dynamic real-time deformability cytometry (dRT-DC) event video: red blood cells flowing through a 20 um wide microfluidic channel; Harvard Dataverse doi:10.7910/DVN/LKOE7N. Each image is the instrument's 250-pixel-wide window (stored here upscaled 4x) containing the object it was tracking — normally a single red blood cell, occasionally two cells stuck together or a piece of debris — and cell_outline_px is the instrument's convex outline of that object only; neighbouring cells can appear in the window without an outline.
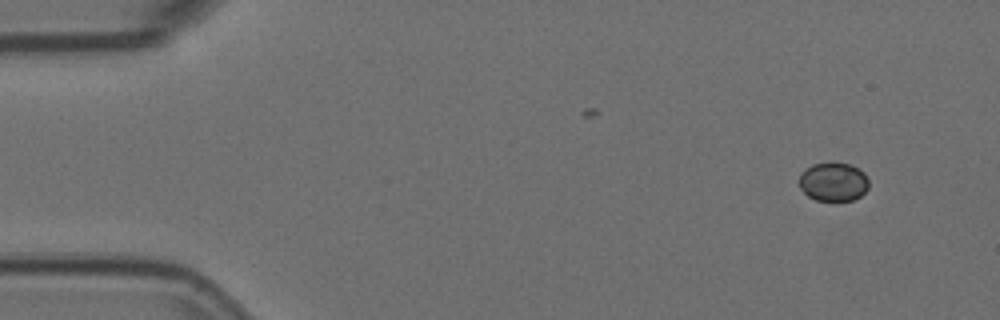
{"species": "Egyptian fruit bat (a non-hibernating species)", "species_latin": "Rousettus aegyptiacus", "temperature_condition": "room temperature", "stored_images_in_passage": 5, "camera_frame_rate_fps": 3000, "um_per_image_px": 0.085, "animal": {"sex": "female"}, "frame": {"image": 1, "passage_image": 1, "time_ms": 0.0, "image_size_px": [1000, 320], "cell_outline_px": [[868, 188], [860, 196], [852, 200], [816, 200], [808, 196], [800, 188], [800, 172], [812, 164], [832, 160], [848, 164], [864, 172], [868, 180]], "centroid_in_image_um": [70.82, 15.42], "position_along_channel_um": 14.2, "area_um2": 15.9}}
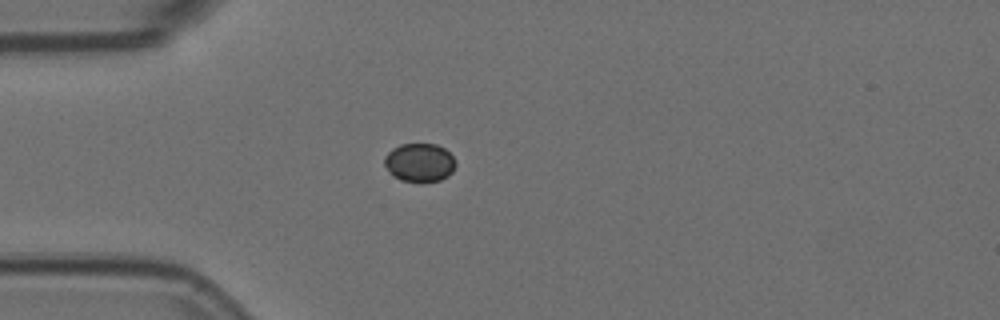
{"frame": {"image": 2, "passage_image": 4, "time_ms": 1.0, "image_size_px": [1000, 320], "cell_outline_px": [[456, 164], [452, 172], [448, 176], [440, 180], [420, 184], [400, 180], [392, 176], [388, 172], [384, 164], [384, 156], [392, 148], [400, 144], [436, 144], [444, 148], [452, 156]], "centroid_in_image_um": [35.63, 13.85], "position_along_channel_um": 49.4, "area_um2": 16.42}}